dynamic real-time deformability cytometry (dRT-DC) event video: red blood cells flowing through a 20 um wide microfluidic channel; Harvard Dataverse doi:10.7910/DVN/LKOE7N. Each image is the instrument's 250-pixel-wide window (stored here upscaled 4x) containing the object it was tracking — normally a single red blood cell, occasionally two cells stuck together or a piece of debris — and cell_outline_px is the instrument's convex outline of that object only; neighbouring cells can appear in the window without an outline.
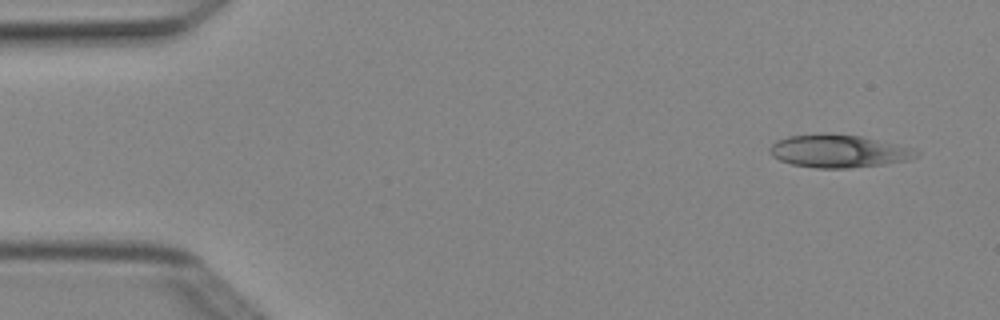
{"species": "Egyptian fruit bat (a non-hibernating species)", "species_latin": "Rousettus aegyptiacus", "temperature_condition": "cold", "stored_images_in_passage": 5, "camera_frame_rate_fps": 3000, "um_per_image_px": 0.085, "animal": {"sex": "female"}, "frame": {"image": 1, "passage_image": 1, "time_ms": 0.0, "image_size_px": [1000, 320], "cell_outline_px": [[920, 156], [912, 160], [884, 164], [848, 168], [816, 168], [792, 164], [780, 160], [772, 156], [768, 152], [768, 148], [776, 140], [788, 136], [864, 136], [916, 148], [920, 152]], "centroid_in_image_um": [71.38, 12.88], "position_along_channel_um": 13.6, "area_um2": 27.69}}